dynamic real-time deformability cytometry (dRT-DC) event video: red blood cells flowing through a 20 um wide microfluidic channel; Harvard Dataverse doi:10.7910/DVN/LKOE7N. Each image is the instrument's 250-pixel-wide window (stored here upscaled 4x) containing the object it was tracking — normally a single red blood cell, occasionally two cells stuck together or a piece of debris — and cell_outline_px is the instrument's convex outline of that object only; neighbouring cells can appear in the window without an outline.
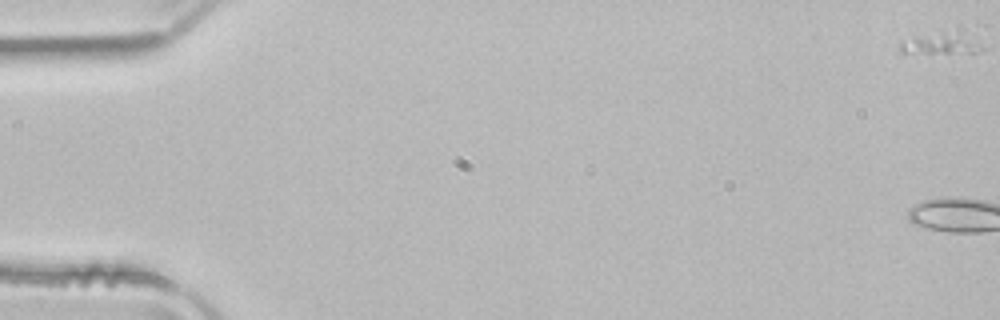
{"species": "common noctule bat (a hibernating species)", "species_latin": "Nyctalus noctula", "temperature_condition": "room temperature", "stored_images_in_passage": 18, "camera_frame_rate_fps": 3000, "um_per_image_px": 0.085, "animal": {"sex": "male", "body_mass_g": 21.5, "forearm_length_mm": 52.0}, "frame": {"image": 1, "passage_image": 1, "time_ms": 0.0, "image_size_px": [1000, 320], "cell_outline_px": [[984, 48], [972, 52], [900, 52], [896, 48], [900, 40], [956, 24], [968, 28]], "centroid_in_image_um": [80.07, 3.51], "position_along_channel_um": 4.9, "area_um2": 11.96}}